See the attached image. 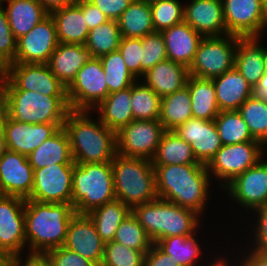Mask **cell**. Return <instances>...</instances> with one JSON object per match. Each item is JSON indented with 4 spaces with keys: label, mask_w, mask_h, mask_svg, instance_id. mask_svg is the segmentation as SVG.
<instances>
[{
    "label": "cell",
    "mask_w": 267,
    "mask_h": 266,
    "mask_svg": "<svg viewBox=\"0 0 267 266\" xmlns=\"http://www.w3.org/2000/svg\"><path fill=\"white\" fill-rule=\"evenodd\" d=\"M244 246L242 247L240 244L238 249H234L235 247L231 248L234 252L238 250L241 266H267V253L258 252L252 248L250 249L247 245Z\"/></svg>",
    "instance_id": "52"
},
{
    "label": "cell",
    "mask_w": 267,
    "mask_h": 266,
    "mask_svg": "<svg viewBox=\"0 0 267 266\" xmlns=\"http://www.w3.org/2000/svg\"><path fill=\"white\" fill-rule=\"evenodd\" d=\"M212 81L220 111L239 110L240 106L252 96L253 87L235 67L213 78Z\"/></svg>",
    "instance_id": "27"
},
{
    "label": "cell",
    "mask_w": 267,
    "mask_h": 266,
    "mask_svg": "<svg viewBox=\"0 0 267 266\" xmlns=\"http://www.w3.org/2000/svg\"><path fill=\"white\" fill-rule=\"evenodd\" d=\"M109 94L131 87L137 79L128 70L119 50L100 57Z\"/></svg>",
    "instance_id": "41"
},
{
    "label": "cell",
    "mask_w": 267,
    "mask_h": 266,
    "mask_svg": "<svg viewBox=\"0 0 267 266\" xmlns=\"http://www.w3.org/2000/svg\"><path fill=\"white\" fill-rule=\"evenodd\" d=\"M265 154L267 147L260 141L223 145L206 167L221 193L229 182L257 164Z\"/></svg>",
    "instance_id": "8"
},
{
    "label": "cell",
    "mask_w": 267,
    "mask_h": 266,
    "mask_svg": "<svg viewBox=\"0 0 267 266\" xmlns=\"http://www.w3.org/2000/svg\"><path fill=\"white\" fill-rule=\"evenodd\" d=\"M3 110V83L0 81V112Z\"/></svg>",
    "instance_id": "62"
},
{
    "label": "cell",
    "mask_w": 267,
    "mask_h": 266,
    "mask_svg": "<svg viewBox=\"0 0 267 266\" xmlns=\"http://www.w3.org/2000/svg\"><path fill=\"white\" fill-rule=\"evenodd\" d=\"M161 33L164 37L168 60L189 69L203 36L185 21L175 24Z\"/></svg>",
    "instance_id": "23"
},
{
    "label": "cell",
    "mask_w": 267,
    "mask_h": 266,
    "mask_svg": "<svg viewBox=\"0 0 267 266\" xmlns=\"http://www.w3.org/2000/svg\"><path fill=\"white\" fill-rule=\"evenodd\" d=\"M52 266H96L90 260L63 246L53 248L44 253Z\"/></svg>",
    "instance_id": "50"
},
{
    "label": "cell",
    "mask_w": 267,
    "mask_h": 266,
    "mask_svg": "<svg viewBox=\"0 0 267 266\" xmlns=\"http://www.w3.org/2000/svg\"><path fill=\"white\" fill-rule=\"evenodd\" d=\"M192 117V101L187 85L161 99L159 121L165 130L174 131Z\"/></svg>",
    "instance_id": "36"
},
{
    "label": "cell",
    "mask_w": 267,
    "mask_h": 266,
    "mask_svg": "<svg viewBox=\"0 0 267 266\" xmlns=\"http://www.w3.org/2000/svg\"><path fill=\"white\" fill-rule=\"evenodd\" d=\"M141 78L157 63L168 59L164 37L161 32H153L142 38Z\"/></svg>",
    "instance_id": "47"
},
{
    "label": "cell",
    "mask_w": 267,
    "mask_h": 266,
    "mask_svg": "<svg viewBox=\"0 0 267 266\" xmlns=\"http://www.w3.org/2000/svg\"><path fill=\"white\" fill-rule=\"evenodd\" d=\"M200 232L202 234V230L199 229L192 235L162 238L154 244L182 266H201L206 258L203 254V249H205L204 244L201 245L202 241L198 237Z\"/></svg>",
    "instance_id": "29"
},
{
    "label": "cell",
    "mask_w": 267,
    "mask_h": 266,
    "mask_svg": "<svg viewBox=\"0 0 267 266\" xmlns=\"http://www.w3.org/2000/svg\"><path fill=\"white\" fill-rule=\"evenodd\" d=\"M34 170L26 155L8 150L0 158V188L3 195L28 199Z\"/></svg>",
    "instance_id": "21"
},
{
    "label": "cell",
    "mask_w": 267,
    "mask_h": 266,
    "mask_svg": "<svg viewBox=\"0 0 267 266\" xmlns=\"http://www.w3.org/2000/svg\"><path fill=\"white\" fill-rule=\"evenodd\" d=\"M66 93L70 110L76 111H92L109 95L100 58L93 57L83 65Z\"/></svg>",
    "instance_id": "11"
},
{
    "label": "cell",
    "mask_w": 267,
    "mask_h": 266,
    "mask_svg": "<svg viewBox=\"0 0 267 266\" xmlns=\"http://www.w3.org/2000/svg\"><path fill=\"white\" fill-rule=\"evenodd\" d=\"M145 254L115 241L105 243L100 266H144Z\"/></svg>",
    "instance_id": "46"
},
{
    "label": "cell",
    "mask_w": 267,
    "mask_h": 266,
    "mask_svg": "<svg viewBox=\"0 0 267 266\" xmlns=\"http://www.w3.org/2000/svg\"><path fill=\"white\" fill-rule=\"evenodd\" d=\"M2 7L16 39L27 34L50 14L38 0H9Z\"/></svg>",
    "instance_id": "28"
},
{
    "label": "cell",
    "mask_w": 267,
    "mask_h": 266,
    "mask_svg": "<svg viewBox=\"0 0 267 266\" xmlns=\"http://www.w3.org/2000/svg\"><path fill=\"white\" fill-rule=\"evenodd\" d=\"M11 63L0 54V81L2 83L9 79Z\"/></svg>",
    "instance_id": "59"
},
{
    "label": "cell",
    "mask_w": 267,
    "mask_h": 266,
    "mask_svg": "<svg viewBox=\"0 0 267 266\" xmlns=\"http://www.w3.org/2000/svg\"><path fill=\"white\" fill-rule=\"evenodd\" d=\"M113 241L144 254L154 244L132 212L119 225Z\"/></svg>",
    "instance_id": "43"
},
{
    "label": "cell",
    "mask_w": 267,
    "mask_h": 266,
    "mask_svg": "<svg viewBox=\"0 0 267 266\" xmlns=\"http://www.w3.org/2000/svg\"><path fill=\"white\" fill-rule=\"evenodd\" d=\"M161 97L141 80L131 85V107L134 120H159Z\"/></svg>",
    "instance_id": "39"
},
{
    "label": "cell",
    "mask_w": 267,
    "mask_h": 266,
    "mask_svg": "<svg viewBox=\"0 0 267 266\" xmlns=\"http://www.w3.org/2000/svg\"><path fill=\"white\" fill-rule=\"evenodd\" d=\"M3 121H4V110L0 112V158L8 151L3 128Z\"/></svg>",
    "instance_id": "60"
},
{
    "label": "cell",
    "mask_w": 267,
    "mask_h": 266,
    "mask_svg": "<svg viewBox=\"0 0 267 266\" xmlns=\"http://www.w3.org/2000/svg\"><path fill=\"white\" fill-rule=\"evenodd\" d=\"M186 85L191 96L193 117L206 121L214 120L220 109L212 79L189 75Z\"/></svg>",
    "instance_id": "33"
},
{
    "label": "cell",
    "mask_w": 267,
    "mask_h": 266,
    "mask_svg": "<svg viewBox=\"0 0 267 266\" xmlns=\"http://www.w3.org/2000/svg\"><path fill=\"white\" fill-rule=\"evenodd\" d=\"M131 213V208L121 200L115 199L96 207L87 215L92 219L101 239L107 243L113 241L121 222Z\"/></svg>",
    "instance_id": "37"
},
{
    "label": "cell",
    "mask_w": 267,
    "mask_h": 266,
    "mask_svg": "<svg viewBox=\"0 0 267 266\" xmlns=\"http://www.w3.org/2000/svg\"><path fill=\"white\" fill-rule=\"evenodd\" d=\"M188 77V68L167 59L144 73L140 80L163 98L185 87Z\"/></svg>",
    "instance_id": "25"
},
{
    "label": "cell",
    "mask_w": 267,
    "mask_h": 266,
    "mask_svg": "<svg viewBox=\"0 0 267 266\" xmlns=\"http://www.w3.org/2000/svg\"><path fill=\"white\" fill-rule=\"evenodd\" d=\"M27 157L33 170L57 163H75L71 154L69 136L63 127Z\"/></svg>",
    "instance_id": "32"
},
{
    "label": "cell",
    "mask_w": 267,
    "mask_h": 266,
    "mask_svg": "<svg viewBox=\"0 0 267 266\" xmlns=\"http://www.w3.org/2000/svg\"><path fill=\"white\" fill-rule=\"evenodd\" d=\"M252 96L255 99L267 102V71L256 85L253 86Z\"/></svg>",
    "instance_id": "57"
},
{
    "label": "cell",
    "mask_w": 267,
    "mask_h": 266,
    "mask_svg": "<svg viewBox=\"0 0 267 266\" xmlns=\"http://www.w3.org/2000/svg\"><path fill=\"white\" fill-rule=\"evenodd\" d=\"M3 91H33L44 96H67L66 87L51 72L48 64L11 63Z\"/></svg>",
    "instance_id": "15"
},
{
    "label": "cell",
    "mask_w": 267,
    "mask_h": 266,
    "mask_svg": "<svg viewBox=\"0 0 267 266\" xmlns=\"http://www.w3.org/2000/svg\"><path fill=\"white\" fill-rule=\"evenodd\" d=\"M25 201L17 196L0 197V256L3 259H14L27 253Z\"/></svg>",
    "instance_id": "12"
},
{
    "label": "cell",
    "mask_w": 267,
    "mask_h": 266,
    "mask_svg": "<svg viewBox=\"0 0 267 266\" xmlns=\"http://www.w3.org/2000/svg\"><path fill=\"white\" fill-rule=\"evenodd\" d=\"M252 213L253 214H250V216L248 215L247 218L246 216H244L245 219H247L246 221L248 223H249L248 219H251V217L254 216L250 220L251 222L247 224V226H244V228H240L241 232H243L242 229L244 230L247 229L246 232H244L245 234H247V232L250 230L248 234L243 237L244 238L243 242L244 244H247L248 247L258 252L267 253V205L255 209ZM245 227H250V229ZM245 238L247 239L249 238L250 241Z\"/></svg>",
    "instance_id": "45"
},
{
    "label": "cell",
    "mask_w": 267,
    "mask_h": 266,
    "mask_svg": "<svg viewBox=\"0 0 267 266\" xmlns=\"http://www.w3.org/2000/svg\"><path fill=\"white\" fill-rule=\"evenodd\" d=\"M184 3L179 0H156L150 3L155 32H162L184 21Z\"/></svg>",
    "instance_id": "44"
},
{
    "label": "cell",
    "mask_w": 267,
    "mask_h": 266,
    "mask_svg": "<svg viewBox=\"0 0 267 266\" xmlns=\"http://www.w3.org/2000/svg\"><path fill=\"white\" fill-rule=\"evenodd\" d=\"M0 266H9V259H3L0 262Z\"/></svg>",
    "instance_id": "64"
},
{
    "label": "cell",
    "mask_w": 267,
    "mask_h": 266,
    "mask_svg": "<svg viewBox=\"0 0 267 266\" xmlns=\"http://www.w3.org/2000/svg\"><path fill=\"white\" fill-rule=\"evenodd\" d=\"M165 131L159 120H133L116 132V152L152 160Z\"/></svg>",
    "instance_id": "13"
},
{
    "label": "cell",
    "mask_w": 267,
    "mask_h": 266,
    "mask_svg": "<svg viewBox=\"0 0 267 266\" xmlns=\"http://www.w3.org/2000/svg\"><path fill=\"white\" fill-rule=\"evenodd\" d=\"M9 0H0V5H2L3 3L7 2Z\"/></svg>",
    "instance_id": "67"
},
{
    "label": "cell",
    "mask_w": 267,
    "mask_h": 266,
    "mask_svg": "<svg viewBox=\"0 0 267 266\" xmlns=\"http://www.w3.org/2000/svg\"><path fill=\"white\" fill-rule=\"evenodd\" d=\"M221 246H222V244L221 245L219 244V246L217 244V246L215 248L216 249L215 255H214V253H213V255L212 254L210 255V253H212V251L210 249V252H208L209 259H207L208 258V255H207L206 261H204V263L201 266H241L240 258H239L237 251L235 252L236 255H233L234 252L233 251L230 252V250H228L226 253L225 252L220 253L221 252L220 248H221V250H223V248ZM217 248H218L219 253L217 252ZM217 254H220V255H218V257H217ZM232 255H233V257H232ZM210 257H211V259H210ZM207 260H210V261H207Z\"/></svg>",
    "instance_id": "53"
},
{
    "label": "cell",
    "mask_w": 267,
    "mask_h": 266,
    "mask_svg": "<svg viewBox=\"0 0 267 266\" xmlns=\"http://www.w3.org/2000/svg\"><path fill=\"white\" fill-rule=\"evenodd\" d=\"M184 21L203 37L227 35L222 0H190L184 4Z\"/></svg>",
    "instance_id": "22"
},
{
    "label": "cell",
    "mask_w": 267,
    "mask_h": 266,
    "mask_svg": "<svg viewBox=\"0 0 267 266\" xmlns=\"http://www.w3.org/2000/svg\"><path fill=\"white\" fill-rule=\"evenodd\" d=\"M93 58L82 44L59 43L47 63L55 77L67 88L84 64Z\"/></svg>",
    "instance_id": "24"
},
{
    "label": "cell",
    "mask_w": 267,
    "mask_h": 266,
    "mask_svg": "<svg viewBox=\"0 0 267 266\" xmlns=\"http://www.w3.org/2000/svg\"><path fill=\"white\" fill-rule=\"evenodd\" d=\"M142 38L122 37L118 47L124 63L132 75L141 79Z\"/></svg>",
    "instance_id": "48"
},
{
    "label": "cell",
    "mask_w": 267,
    "mask_h": 266,
    "mask_svg": "<svg viewBox=\"0 0 267 266\" xmlns=\"http://www.w3.org/2000/svg\"><path fill=\"white\" fill-rule=\"evenodd\" d=\"M228 34L262 37L267 30V8L261 0H222Z\"/></svg>",
    "instance_id": "16"
},
{
    "label": "cell",
    "mask_w": 267,
    "mask_h": 266,
    "mask_svg": "<svg viewBox=\"0 0 267 266\" xmlns=\"http://www.w3.org/2000/svg\"><path fill=\"white\" fill-rule=\"evenodd\" d=\"M14 260L17 266H52L49 258L43 253H27Z\"/></svg>",
    "instance_id": "56"
},
{
    "label": "cell",
    "mask_w": 267,
    "mask_h": 266,
    "mask_svg": "<svg viewBox=\"0 0 267 266\" xmlns=\"http://www.w3.org/2000/svg\"><path fill=\"white\" fill-rule=\"evenodd\" d=\"M264 65H265V70L267 71V46L266 44L264 45Z\"/></svg>",
    "instance_id": "63"
},
{
    "label": "cell",
    "mask_w": 267,
    "mask_h": 266,
    "mask_svg": "<svg viewBox=\"0 0 267 266\" xmlns=\"http://www.w3.org/2000/svg\"><path fill=\"white\" fill-rule=\"evenodd\" d=\"M158 198L193 210L202 218L211 200L213 184L204 164L153 165ZM213 184V185H212ZM204 216V217H203Z\"/></svg>",
    "instance_id": "1"
},
{
    "label": "cell",
    "mask_w": 267,
    "mask_h": 266,
    "mask_svg": "<svg viewBox=\"0 0 267 266\" xmlns=\"http://www.w3.org/2000/svg\"><path fill=\"white\" fill-rule=\"evenodd\" d=\"M80 7L82 9L89 30L109 20L108 17L92 3L81 5Z\"/></svg>",
    "instance_id": "55"
},
{
    "label": "cell",
    "mask_w": 267,
    "mask_h": 266,
    "mask_svg": "<svg viewBox=\"0 0 267 266\" xmlns=\"http://www.w3.org/2000/svg\"><path fill=\"white\" fill-rule=\"evenodd\" d=\"M75 163H57L34 169L29 200L41 203H67L72 200V180Z\"/></svg>",
    "instance_id": "14"
},
{
    "label": "cell",
    "mask_w": 267,
    "mask_h": 266,
    "mask_svg": "<svg viewBox=\"0 0 267 266\" xmlns=\"http://www.w3.org/2000/svg\"><path fill=\"white\" fill-rule=\"evenodd\" d=\"M174 132L190 143L195 158L204 165H207L223 146L214 120L206 121L192 117Z\"/></svg>",
    "instance_id": "20"
},
{
    "label": "cell",
    "mask_w": 267,
    "mask_h": 266,
    "mask_svg": "<svg viewBox=\"0 0 267 266\" xmlns=\"http://www.w3.org/2000/svg\"><path fill=\"white\" fill-rule=\"evenodd\" d=\"M75 214L72 204L41 203L26 199L24 229L27 252L44 254L63 246L69 222Z\"/></svg>",
    "instance_id": "3"
},
{
    "label": "cell",
    "mask_w": 267,
    "mask_h": 266,
    "mask_svg": "<svg viewBox=\"0 0 267 266\" xmlns=\"http://www.w3.org/2000/svg\"><path fill=\"white\" fill-rule=\"evenodd\" d=\"M9 266H17L14 259H9Z\"/></svg>",
    "instance_id": "65"
},
{
    "label": "cell",
    "mask_w": 267,
    "mask_h": 266,
    "mask_svg": "<svg viewBox=\"0 0 267 266\" xmlns=\"http://www.w3.org/2000/svg\"><path fill=\"white\" fill-rule=\"evenodd\" d=\"M146 1H148L149 3H151V2L156 1V0H146Z\"/></svg>",
    "instance_id": "69"
},
{
    "label": "cell",
    "mask_w": 267,
    "mask_h": 266,
    "mask_svg": "<svg viewBox=\"0 0 267 266\" xmlns=\"http://www.w3.org/2000/svg\"><path fill=\"white\" fill-rule=\"evenodd\" d=\"M64 123L28 124L9 118L4 111L3 128L8 150L28 156L55 135Z\"/></svg>",
    "instance_id": "18"
},
{
    "label": "cell",
    "mask_w": 267,
    "mask_h": 266,
    "mask_svg": "<svg viewBox=\"0 0 267 266\" xmlns=\"http://www.w3.org/2000/svg\"><path fill=\"white\" fill-rule=\"evenodd\" d=\"M239 38V36L231 34L219 37H203L188 69L189 75L213 79L231 70L234 67V57Z\"/></svg>",
    "instance_id": "10"
},
{
    "label": "cell",
    "mask_w": 267,
    "mask_h": 266,
    "mask_svg": "<svg viewBox=\"0 0 267 266\" xmlns=\"http://www.w3.org/2000/svg\"><path fill=\"white\" fill-rule=\"evenodd\" d=\"M115 199L111 162L74 164L71 204L77 214Z\"/></svg>",
    "instance_id": "6"
},
{
    "label": "cell",
    "mask_w": 267,
    "mask_h": 266,
    "mask_svg": "<svg viewBox=\"0 0 267 266\" xmlns=\"http://www.w3.org/2000/svg\"><path fill=\"white\" fill-rule=\"evenodd\" d=\"M133 0H93L92 4L98 7L109 20H118Z\"/></svg>",
    "instance_id": "51"
},
{
    "label": "cell",
    "mask_w": 267,
    "mask_h": 266,
    "mask_svg": "<svg viewBox=\"0 0 267 266\" xmlns=\"http://www.w3.org/2000/svg\"><path fill=\"white\" fill-rule=\"evenodd\" d=\"M17 39L12 33L5 9L0 5V54L10 63L14 62Z\"/></svg>",
    "instance_id": "49"
},
{
    "label": "cell",
    "mask_w": 267,
    "mask_h": 266,
    "mask_svg": "<svg viewBox=\"0 0 267 266\" xmlns=\"http://www.w3.org/2000/svg\"><path fill=\"white\" fill-rule=\"evenodd\" d=\"M223 145L255 140L238 110L220 111L214 119Z\"/></svg>",
    "instance_id": "38"
},
{
    "label": "cell",
    "mask_w": 267,
    "mask_h": 266,
    "mask_svg": "<svg viewBox=\"0 0 267 266\" xmlns=\"http://www.w3.org/2000/svg\"><path fill=\"white\" fill-rule=\"evenodd\" d=\"M1 196H3V192H2V190H1V188H0V197H1Z\"/></svg>",
    "instance_id": "68"
},
{
    "label": "cell",
    "mask_w": 267,
    "mask_h": 266,
    "mask_svg": "<svg viewBox=\"0 0 267 266\" xmlns=\"http://www.w3.org/2000/svg\"><path fill=\"white\" fill-rule=\"evenodd\" d=\"M53 17L59 43L85 45L89 28L80 6L68 5L50 12Z\"/></svg>",
    "instance_id": "31"
},
{
    "label": "cell",
    "mask_w": 267,
    "mask_h": 266,
    "mask_svg": "<svg viewBox=\"0 0 267 266\" xmlns=\"http://www.w3.org/2000/svg\"><path fill=\"white\" fill-rule=\"evenodd\" d=\"M226 193L228 201L238 205L232 206L235 211L233 216L243 213H250L255 209L267 205V154L253 167L248 168L244 173L237 175L231 182H229L222 190ZM230 199V200H229ZM235 206V207H234ZM237 207V208H236ZM242 208V209H241Z\"/></svg>",
    "instance_id": "9"
},
{
    "label": "cell",
    "mask_w": 267,
    "mask_h": 266,
    "mask_svg": "<svg viewBox=\"0 0 267 266\" xmlns=\"http://www.w3.org/2000/svg\"><path fill=\"white\" fill-rule=\"evenodd\" d=\"M92 111L70 110L66 130L73 161L77 164L111 162L116 152V132L106 127Z\"/></svg>",
    "instance_id": "2"
},
{
    "label": "cell",
    "mask_w": 267,
    "mask_h": 266,
    "mask_svg": "<svg viewBox=\"0 0 267 266\" xmlns=\"http://www.w3.org/2000/svg\"><path fill=\"white\" fill-rule=\"evenodd\" d=\"M122 37L143 38L155 32L150 3L133 0L117 20Z\"/></svg>",
    "instance_id": "34"
},
{
    "label": "cell",
    "mask_w": 267,
    "mask_h": 266,
    "mask_svg": "<svg viewBox=\"0 0 267 266\" xmlns=\"http://www.w3.org/2000/svg\"><path fill=\"white\" fill-rule=\"evenodd\" d=\"M152 165L202 164L195 158L190 143L174 131H165L161 137Z\"/></svg>",
    "instance_id": "35"
},
{
    "label": "cell",
    "mask_w": 267,
    "mask_h": 266,
    "mask_svg": "<svg viewBox=\"0 0 267 266\" xmlns=\"http://www.w3.org/2000/svg\"><path fill=\"white\" fill-rule=\"evenodd\" d=\"M263 37H240L234 57V67L253 87L262 78L265 70ZM262 40V41H261Z\"/></svg>",
    "instance_id": "26"
},
{
    "label": "cell",
    "mask_w": 267,
    "mask_h": 266,
    "mask_svg": "<svg viewBox=\"0 0 267 266\" xmlns=\"http://www.w3.org/2000/svg\"><path fill=\"white\" fill-rule=\"evenodd\" d=\"M261 2L267 8V0H261Z\"/></svg>",
    "instance_id": "66"
},
{
    "label": "cell",
    "mask_w": 267,
    "mask_h": 266,
    "mask_svg": "<svg viewBox=\"0 0 267 266\" xmlns=\"http://www.w3.org/2000/svg\"><path fill=\"white\" fill-rule=\"evenodd\" d=\"M131 212L153 243L166 237L192 235L204 227L199 214L161 198L135 205Z\"/></svg>",
    "instance_id": "4"
},
{
    "label": "cell",
    "mask_w": 267,
    "mask_h": 266,
    "mask_svg": "<svg viewBox=\"0 0 267 266\" xmlns=\"http://www.w3.org/2000/svg\"><path fill=\"white\" fill-rule=\"evenodd\" d=\"M93 0H71V5L81 6L85 4H91Z\"/></svg>",
    "instance_id": "61"
},
{
    "label": "cell",
    "mask_w": 267,
    "mask_h": 266,
    "mask_svg": "<svg viewBox=\"0 0 267 266\" xmlns=\"http://www.w3.org/2000/svg\"><path fill=\"white\" fill-rule=\"evenodd\" d=\"M115 197L131 209L158 198L152 161L116 154L111 161Z\"/></svg>",
    "instance_id": "5"
},
{
    "label": "cell",
    "mask_w": 267,
    "mask_h": 266,
    "mask_svg": "<svg viewBox=\"0 0 267 266\" xmlns=\"http://www.w3.org/2000/svg\"><path fill=\"white\" fill-rule=\"evenodd\" d=\"M252 137L267 147V102L250 96L238 110Z\"/></svg>",
    "instance_id": "42"
},
{
    "label": "cell",
    "mask_w": 267,
    "mask_h": 266,
    "mask_svg": "<svg viewBox=\"0 0 267 266\" xmlns=\"http://www.w3.org/2000/svg\"><path fill=\"white\" fill-rule=\"evenodd\" d=\"M38 1L49 13L56 8L71 5V0H38Z\"/></svg>",
    "instance_id": "58"
},
{
    "label": "cell",
    "mask_w": 267,
    "mask_h": 266,
    "mask_svg": "<svg viewBox=\"0 0 267 266\" xmlns=\"http://www.w3.org/2000/svg\"><path fill=\"white\" fill-rule=\"evenodd\" d=\"M58 44L56 24L49 14L27 34L17 39L13 63L47 64Z\"/></svg>",
    "instance_id": "17"
},
{
    "label": "cell",
    "mask_w": 267,
    "mask_h": 266,
    "mask_svg": "<svg viewBox=\"0 0 267 266\" xmlns=\"http://www.w3.org/2000/svg\"><path fill=\"white\" fill-rule=\"evenodd\" d=\"M144 266H182L161 251L155 244L145 254Z\"/></svg>",
    "instance_id": "54"
},
{
    "label": "cell",
    "mask_w": 267,
    "mask_h": 266,
    "mask_svg": "<svg viewBox=\"0 0 267 266\" xmlns=\"http://www.w3.org/2000/svg\"><path fill=\"white\" fill-rule=\"evenodd\" d=\"M63 247L80 254L100 266L104 256L105 242L96 231L87 214H75L69 222Z\"/></svg>",
    "instance_id": "19"
},
{
    "label": "cell",
    "mask_w": 267,
    "mask_h": 266,
    "mask_svg": "<svg viewBox=\"0 0 267 266\" xmlns=\"http://www.w3.org/2000/svg\"><path fill=\"white\" fill-rule=\"evenodd\" d=\"M109 129L117 132L133 121L131 87L109 94L92 113Z\"/></svg>",
    "instance_id": "30"
},
{
    "label": "cell",
    "mask_w": 267,
    "mask_h": 266,
    "mask_svg": "<svg viewBox=\"0 0 267 266\" xmlns=\"http://www.w3.org/2000/svg\"><path fill=\"white\" fill-rule=\"evenodd\" d=\"M5 114L20 123H64L70 106L67 96H44L33 91H3Z\"/></svg>",
    "instance_id": "7"
},
{
    "label": "cell",
    "mask_w": 267,
    "mask_h": 266,
    "mask_svg": "<svg viewBox=\"0 0 267 266\" xmlns=\"http://www.w3.org/2000/svg\"><path fill=\"white\" fill-rule=\"evenodd\" d=\"M121 38L118 22L108 20L89 31L85 47L91 51L93 57L100 58L118 50Z\"/></svg>",
    "instance_id": "40"
}]
</instances>
